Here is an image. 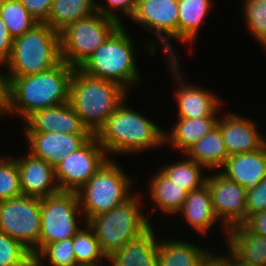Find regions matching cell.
Segmentation results:
<instances>
[{
    "label": "cell",
    "mask_w": 266,
    "mask_h": 266,
    "mask_svg": "<svg viewBox=\"0 0 266 266\" xmlns=\"http://www.w3.org/2000/svg\"><path fill=\"white\" fill-rule=\"evenodd\" d=\"M60 35L45 22H38L13 40L5 63L7 77H23L47 71L61 62Z\"/></svg>",
    "instance_id": "obj_4"
},
{
    "label": "cell",
    "mask_w": 266,
    "mask_h": 266,
    "mask_svg": "<svg viewBox=\"0 0 266 266\" xmlns=\"http://www.w3.org/2000/svg\"><path fill=\"white\" fill-rule=\"evenodd\" d=\"M178 0H137L131 19L158 36L166 57L178 59L169 39L178 41ZM163 33V34H162Z\"/></svg>",
    "instance_id": "obj_12"
},
{
    "label": "cell",
    "mask_w": 266,
    "mask_h": 266,
    "mask_svg": "<svg viewBox=\"0 0 266 266\" xmlns=\"http://www.w3.org/2000/svg\"><path fill=\"white\" fill-rule=\"evenodd\" d=\"M129 93L120 84L96 78L75 68L70 82L69 103L83 124L95 135Z\"/></svg>",
    "instance_id": "obj_3"
},
{
    "label": "cell",
    "mask_w": 266,
    "mask_h": 266,
    "mask_svg": "<svg viewBox=\"0 0 266 266\" xmlns=\"http://www.w3.org/2000/svg\"><path fill=\"white\" fill-rule=\"evenodd\" d=\"M209 188L214 214L225 231L243 225L247 220L246 189L221 172L210 174L205 182Z\"/></svg>",
    "instance_id": "obj_13"
},
{
    "label": "cell",
    "mask_w": 266,
    "mask_h": 266,
    "mask_svg": "<svg viewBox=\"0 0 266 266\" xmlns=\"http://www.w3.org/2000/svg\"><path fill=\"white\" fill-rule=\"evenodd\" d=\"M130 178L111 159H107L96 173L76 193L84 221L111 211L133 194Z\"/></svg>",
    "instance_id": "obj_7"
},
{
    "label": "cell",
    "mask_w": 266,
    "mask_h": 266,
    "mask_svg": "<svg viewBox=\"0 0 266 266\" xmlns=\"http://www.w3.org/2000/svg\"><path fill=\"white\" fill-rule=\"evenodd\" d=\"M150 197L161 212L175 214L182 208L188 192L172 182L160 170L151 178L149 183Z\"/></svg>",
    "instance_id": "obj_28"
},
{
    "label": "cell",
    "mask_w": 266,
    "mask_h": 266,
    "mask_svg": "<svg viewBox=\"0 0 266 266\" xmlns=\"http://www.w3.org/2000/svg\"><path fill=\"white\" fill-rule=\"evenodd\" d=\"M224 116V117H223ZM218 119L228 155L252 152L266 144L265 137L257 130V125L251 119L235 113H228Z\"/></svg>",
    "instance_id": "obj_17"
},
{
    "label": "cell",
    "mask_w": 266,
    "mask_h": 266,
    "mask_svg": "<svg viewBox=\"0 0 266 266\" xmlns=\"http://www.w3.org/2000/svg\"><path fill=\"white\" fill-rule=\"evenodd\" d=\"M184 216L187 224L196 232L206 234L210 227L218 222L211 202V195L207 184L188 193L187 198L178 211Z\"/></svg>",
    "instance_id": "obj_22"
},
{
    "label": "cell",
    "mask_w": 266,
    "mask_h": 266,
    "mask_svg": "<svg viewBox=\"0 0 266 266\" xmlns=\"http://www.w3.org/2000/svg\"><path fill=\"white\" fill-rule=\"evenodd\" d=\"M105 1L108 5L107 7L108 9L105 8V6L103 7L101 4L99 5V3H95L96 12L100 13L103 16L112 18L117 22H119L121 25H124L123 22H121L120 18L117 16L116 12H113V10L114 9L119 11L121 10L122 11L121 13H124L123 15L131 18L132 15L134 14L137 0H105Z\"/></svg>",
    "instance_id": "obj_36"
},
{
    "label": "cell",
    "mask_w": 266,
    "mask_h": 266,
    "mask_svg": "<svg viewBox=\"0 0 266 266\" xmlns=\"http://www.w3.org/2000/svg\"><path fill=\"white\" fill-rule=\"evenodd\" d=\"M151 226L138 238L127 242L107 257L110 266H158V239Z\"/></svg>",
    "instance_id": "obj_20"
},
{
    "label": "cell",
    "mask_w": 266,
    "mask_h": 266,
    "mask_svg": "<svg viewBox=\"0 0 266 266\" xmlns=\"http://www.w3.org/2000/svg\"><path fill=\"white\" fill-rule=\"evenodd\" d=\"M20 173L22 195L35 198H47L60 192L54 167L46 161L27 153L16 158Z\"/></svg>",
    "instance_id": "obj_18"
},
{
    "label": "cell",
    "mask_w": 266,
    "mask_h": 266,
    "mask_svg": "<svg viewBox=\"0 0 266 266\" xmlns=\"http://www.w3.org/2000/svg\"><path fill=\"white\" fill-rule=\"evenodd\" d=\"M197 266H231L230 262V252L226 257L218 256V254L214 255V253H210L209 251L204 255V257L199 261Z\"/></svg>",
    "instance_id": "obj_41"
},
{
    "label": "cell",
    "mask_w": 266,
    "mask_h": 266,
    "mask_svg": "<svg viewBox=\"0 0 266 266\" xmlns=\"http://www.w3.org/2000/svg\"><path fill=\"white\" fill-rule=\"evenodd\" d=\"M220 171L230 180L254 190L266 178V144L255 151L228 156Z\"/></svg>",
    "instance_id": "obj_19"
},
{
    "label": "cell",
    "mask_w": 266,
    "mask_h": 266,
    "mask_svg": "<svg viewBox=\"0 0 266 266\" xmlns=\"http://www.w3.org/2000/svg\"><path fill=\"white\" fill-rule=\"evenodd\" d=\"M230 262L231 266H261L253 263H245L242 261L237 260L231 253H230Z\"/></svg>",
    "instance_id": "obj_44"
},
{
    "label": "cell",
    "mask_w": 266,
    "mask_h": 266,
    "mask_svg": "<svg viewBox=\"0 0 266 266\" xmlns=\"http://www.w3.org/2000/svg\"><path fill=\"white\" fill-rule=\"evenodd\" d=\"M125 100L94 135L106 155L138 153L162 146L165 143V131L134 109L128 108Z\"/></svg>",
    "instance_id": "obj_2"
},
{
    "label": "cell",
    "mask_w": 266,
    "mask_h": 266,
    "mask_svg": "<svg viewBox=\"0 0 266 266\" xmlns=\"http://www.w3.org/2000/svg\"><path fill=\"white\" fill-rule=\"evenodd\" d=\"M108 159L103 146L92 136L76 152L56 165L55 178L60 191L77 192Z\"/></svg>",
    "instance_id": "obj_11"
},
{
    "label": "cell",
    "mask_w": 266,
    "mask_h": 266,
    "mask_svg": "<svg viewBox=\"0 0 266 266\" xmlns=\"http://www.w3.org/2000/svg\"><path fill=\"white\" fill-rule=\"evenodd\" d=\"M80 213L76 192L60 191L41 199L39 252L47 244L73 238L81 229L76 222Z\"/></svg>",
    "instance_id": "obj_10"
},
{
    "label": "cell",
    "mask_w": 266,
    "mask_h": 266,
    "mask_svg": "<svg viewBox=\"0 0 266 266\" xmlns=\"http://www.w3.org/2000/svg\"><path fill=\"white\" fill-rule=\"evenodd\" d=\"M2 63H0L1 65ZM8 104V80L5 74L0 72V116L6 114Z\"/></svg>",
    "instance_id": "obj_42"
},
{
    "label": "cell",
    "mask_w": 266,
    "mask_h": 266,
    "mask_svg": "<svg viewBox=\"0 0 266 266\" xmlns=\"http://www.w3.org/2000/svg\"><path fill=\"white\" fill-rule=\"evenodd\" d=\"M42 260L36 255L29 257L23 264L20 266H42Z\"/></svg>",
    "instance_id": "obj_43"
},
{
    "label": "cell",
    "mask_w": 266,
    "mask_h": 266,
    "mask_svg": "<svg viewBox=\"0 0 266 266\" xmlns=\"http://www.w3.org/2000/svg\"><path fill=\"white\" fill-rule=\"evenodd\" d=\"M242 6L246 28L263 46L266 43V0H244Z\"/></svg>",
    "instance_id": "obj_32"
},
{
    "label": "cell",
    "mask_w": 266,
    "mask_h": 266,
    "mask_svg": "<svg viewBox=\"0 0 266 266\" xmlns=\"http://www.w3.org/2000/svg\"><path fill=\"white\" fill-rule=\"evenodd\" d=\"M48 260L50 266H76L73 238L47 244L37 255ZM45 257V259H43Z\"/></svg>",
    "instance_id": "obj_34"
},
{
    "label": "cell",
    "mask_w": 266,
    "mask_h": 266,
    "mask_svg": "<svg viewBox=\"0 0 266 266\" xmlns=\"http://www.w3.org/2000/svg\"><path fill=\"white\" fill-rule=\"evenodd\" d=\"M229 252L239 261L266 266V237L249 231L244 225L226 231Z\"/></svg>",
    "instance_id": "obj_21"
},
{
    "label": "cell",
    "mask_w": 266,
    "mask_h": 266,
    "mask_svg": "<svg viewBox=\"0 0 266 266\" xmlns=\"http://www.w3.org/2000/svg\"><path fill=\"white\" fill-rule=\"evenodd\" d=\"M40 213V198L21 195L0 201V230L22 243L32 255H37L41 235Z\"/></svg>",
    "instance_id": "obj_9"
},
{
    "label": "cell",
    "mask_w": 266,
    "mask_h": 266,
    "mask_svg": "<svg viewBox=\"0 0 266 266\" xmlns=\"http://www.w3.org/2000/svg\"><path fill=\"white\" fill-rule=\"evenodd\" d=\"M185 155L208 171L214 169L220 171L229 156L220 128L216 126L211 132L199 139Z\"/></svg>",
    "instance_id": "obj_24"
},
{
    "label": "cell",
    "mask_w": 266,
    "mask_h": 266,
    "mask_svg": "<svg viewBox=\"0 0 266 266\" xmlns=\"http://www.w3.org/2000/svg\"><path fill=\"white\" fill-rule=\"evenodd\" d=\"M141 197L135 193L111 211L86 222L93 229L100 248L107 257L152 226L150 219L140 209Z\"/></svg>",
    "instance_id": "obj_6"
},
{
    "label": "cell",
    "mask_w": 266,
    "mask_h": 266,
    "mask_svg": "<svg viewBox=\"0 0 266 266\" xmlns=\"http://www.w3.org/2000/svg\"><path fill=\"white\" fill-rule=\"evenodd\" d=\"M243 225L249 231L266 237V210L250 215Z\"/></svg>",
    "instance_id": "obj_40"
},
{
    "label": "cell",
    "mask_w": 266,
    "mask_h": 266,
    "mask_svg": "<svg viewBox=\"0 0 266 266\" xmlns=\"http://www.w3.org/2000/svg\"><path fill=\"white\" fill-rule=\"evenodd\" d=\"M169 64L173 76L179 82V88L175 91V99L178 106V117L185 119H197L201 117H217L218 110H220V99L214 93L204 90L199 86L189 85L182 79L180 75V68H178L179 61L177 59H169ZM183 80V82L181 81Z\"/></svg>",
    "instance_id": "obj_14"
},
{
    "label": "cell",
    "mask_w": 266,
    "mask_h": 266,
    "mask_svg": "<svg viewBox=\"0 0 266 266\" xmlns=\"http://www.w3.org/2000/svg\"><path fill=\"white\" fill-rule=\"evenodd\" d=\"M22 195L20 173L17 161L13 157H0V201Z\"/></svg>",
    "instance_id": "obj_33"
},
{
    "label": "cell",
    "mask_w": 266,
    "mask_h": 266,
    "mask_svg": "<svg viewBox=\"0 0 266 266\" xmlns=\"http://www.w3.org/2000/svg\"><path fill=\"white\" fill-rule=\"evenodd\" d=\"M24 121V133L92 134L69 102L36 110Z\"/></svg>",
    "instance_id": "obj_15"
},
{
    "label": "cell",
    "mask_w": 266,
    "mask_h": 266,
    "mask_svg": "<svg viewBox=\"0 0 266 266\" xmlns=\"http://www.w3.org/2000/svg\"><path fill=\"white\" fill-rule=\"evenodd\" d=\"M95 3V0H53L45 23L60 33L73 22L95 14Z\"/></svg>",
    "instance_id": "obj_26"
},
{
    "label": "cell",
    "mask_w": 266,
    "mask_h": 266,
    "mask_svg": "<svg viewBox=\"0 0 266 266\" xmlns=\"http://www.w3.org/2000/svg\"><path fill=\"white\" fill-rule=\"evenodd\" d=\"M210 9L211 0H178L179 42L193 44Z\"/></svg>",
    "instance_id": "obj_25"
},
{
    "label": "cell",
    "mask_w": 266,
    "mask_h": 266,
    "mask_svg": "<svg viewBox=\"0 0 266 266\" xmlns=\"http://www.w3.org/2000/svg\"><path fill=\"white\" fill-rule=\"evenodd\" d=\"M32 252L0 230V266H20Z\"/></svg>",
    "instance_id": "obj_35"
},
{
    "label": "cell",
    "mask_w": 266,
    "mask_h": 266,
    "mask_svg": "<svg viewBox=\"0 0 266 266\" xmlns=\"http://www.w3.org/2000/svg\"><path fill=\"white\" fill-rule=\"evenodd\" d=\"M93 134H68L61 132L25 133L29 153L46 161L54 168L66 156L76 152Z\"/></svg>",
    "instance_id": "obj_16"
},
{
    "label": "cell",
    "mask_w": 266,
    "mask_h": 266,
    "mask_svg": "<svg viewBox=\"0 0 266 266\" xmlns=\"http://www.w3.org/2000/svg\"><path fill=\"white\" fill-rule=\"evenodd\" d=\"M159 241L157 249L158 266H197L208 252L201 246L182 240Z\"/></svg>",
    "instance_id": "obj_27"
},
{
    "label": "cell",
    "mask_w": 266,
    "mask_h": 266,
    "mask_svg": "<svg viewBox=\"0 0 266 266\" xmlns=\"http://www.w3.org/2000/svg\"><path fill=\"white\" fill-rule=\"evenodd\" d=\"M218 119V117L178 118L171 133L164 134V144H171L173 148L185 154L191 146L217 126Z\"/></svg>",
    "instance_id": "obj_23"
},
{
    "label": "cell",
    "mask_w": 266,
    "mask_h": 266,
    "mask_svg": "<svg viewBox=\"0 0 266 266\" xmlns=\"http://www.w3.org/2000/svg\"><path fill=\"white\" fill-rule=\"evenodd\" d=\"M247 218L261 211L266 210V178L258 186L246 193Z\"/></svg>",
    "instance_id": "obj_37"
},
{
    "label": "cell",
    "mask_w": 266,
    "mask_h": 266,
    "mask_svg": "<svg viewBox=\"0 0 266 266\" xmlns=\"http://www.w3.org/2000/svg\"><path fill=\"white\" fill-rule=\"evenodd\" d=\"M13 37L10 35L6 23L0 17V63L4 66L12 53Z\"/></svg>",
    "instance_id": "obj_39"
},
{
    "label": "cell",
    "mask_w": 266,
    "mask_h": 266,
    "mask_svg": "<svg viewBox=\"0 0 266 266\" xmlns=\"http://www.w3.org/2000/svg\"><path fill=\"white\" fill-rule=\"evenodd\" d=\"M74 67L61 61L55 67L23 77H7L9 112L25 120L34 111L69 102Z\"/></svg>",
    "instance_id": "obj_1"
},
{
    "label": "cell",
    "mask_w": 266,
    "mask_h": 266,
    "mask_svg": "<svg viewBox=\"0 0 266 266\" xmlns=\"http://www.w3.org/2000/svg\"><path fill=\"white\" fill-rule=\"evenodd\" d=\"M120 25L79 67L85 74L120 84L127 91L139 82L136 49L131 36Z\"/></svg>",
    "instance_id": "obj_5"
},
{
    "label": "cell",
    "mask_w": 266,
    "mask_h": 266,
    "mask_svg": "<svg viewBox=\"0 0 266 266\" xmlns=\"http://www.w3.org/2000/svg\"><path fill=\"white\" fill-rule=\"evenodd\" d=\"M27 11L38 21L45 22L49 17V12L53 0H20Z\"/></svg>",
    "instance_id": "obj_38"
},
{
    "label": "cell",
    "mask_w": 266,
    "mask_h": 266,
    "mask_svg": "<svg viewBox=\"0 0 266 266\" xmlns=\"http://www.w3.org/2000/svg\"><path fill=\"white\" fill-rule=\"evenodd\" d=\"M103 264H97V265H76V266H102Z\"/></svg>",
    "instance_id": "obj_45"
},
{
    "label": "cell",
    "mask_w": 266,
    "mask_h": 266,
    "mask_svg": "<svg viewBox=\"0 0 266 266\" xmlns=\"http://www.w3.org/2000/svg\"><path fill=\"white\" fill-rule=\"evenodd\" d=\"M186 158L167 164L159 170L172 182L189 193L204 185L207 175L202 174L203 169L201 168H204L203 166L188 157Z\"/></svg>",
    "instance_id": "obj_29"
},
{
    "label": "cell",
    "mask_w": 266,
    "mask_h": 266,
    "mask_svg": "<svg viewBox=\"0 0 266 266\" xmlns=\"http://www.w3.org/2000/svg\"><path fill=\"white\" fill-rule=\"evenodd\" d=\"M86 225V228H81L73 237L76 263L77 265L104 264L102 260H107V256L101 250L93 229L88 223Z\"/></svg>",
    "instance_id": "obj_31"
},
{
    "label": "cell",
    "mask_w": 266,
    "mask_h": 266,
    "mask_svg": "<svg viewBox=\"0 0 266 266\" xmlns=\"http://www.w3.org/2000/svg\"><path fill=\"white\" fill-rule=\"evenodd\" d=\"M0 17L13 39L22 36L38 23L20 0H0Z\"/></svg>",
    "instance_id": "obj_30"
},
{
    "label": "cell",
    "mask_w": 266,
    "mask_h": 266,
    "mask_svg": "<svg viewBox=\"0 0 266 266\" xmlns=\"http://www.w3.org/2000/svg\"><path fill=\"white\" fill-rule=\"evenodd\" d=\"M120 25L98 12L73 22L59 33L61 60L79 68Z\"/></svg>",
    "instance_id": "obj_8"
}]
</instances>
